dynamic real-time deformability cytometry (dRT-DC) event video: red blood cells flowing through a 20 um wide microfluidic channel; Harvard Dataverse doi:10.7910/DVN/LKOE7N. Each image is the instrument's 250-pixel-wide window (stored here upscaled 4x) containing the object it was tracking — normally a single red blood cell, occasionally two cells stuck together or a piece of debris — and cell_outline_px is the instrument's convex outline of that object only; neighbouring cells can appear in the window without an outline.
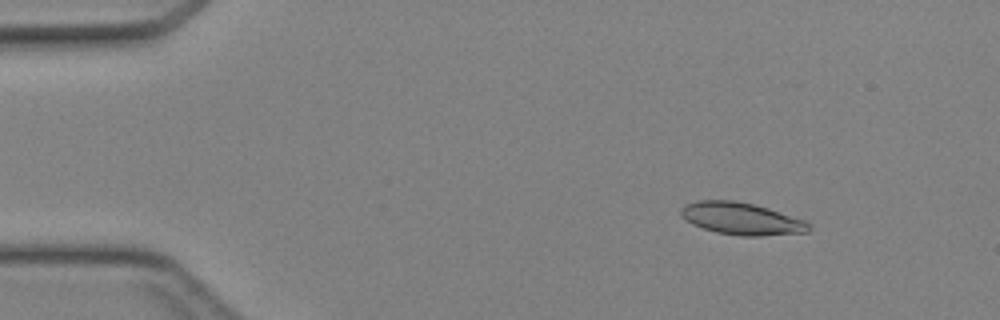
{"species": "Egyptian fruit bat (a non-hibernating species)", "species_latin": "Rousettus aegyptiacus", "temperature_condition": "cold", "stored_images_in_passage": 46, "camera_frame_rate_fps": 3000, "um_per_image_px": 0.085, "animal": {"sex": "female"}, "frame": {"image": 1, "passage_image": 6, "time_ms": 1.667, "image_size_px": [1000, 320], "cell_outline_px": [[812, 228], [808, 232], [760, 236], [740, 236], [716, 232], [692, 224], [680, 212], [680, 208], [696, 200], [736, 200], [768, 208], [808, 220], [812, 224]], "centroid_in_image_um": [63.11, 18.59], "position_along_channel_um": 21.9, "area_um2": 24.1}}
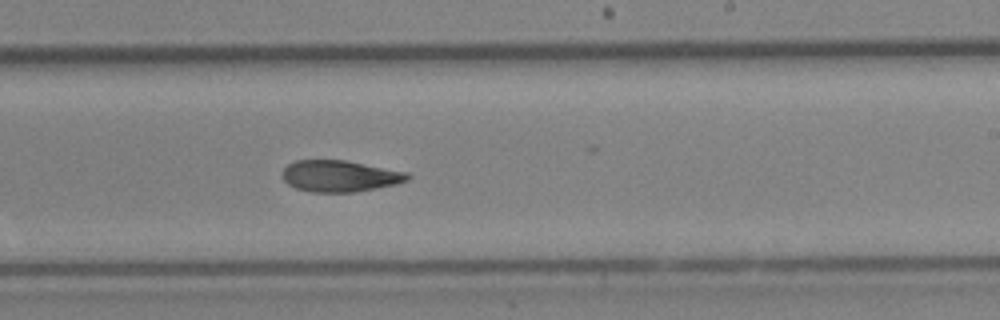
{"frame": {"image": 2, "passage_image": 28, "time_ms": 9.0, "image_size_px": [1000, 320], "cell_outline_px": [[412, 176], [408, 180], [396, 184], [356, 192], [312, 192], [296, 188], [288, 184], [284, 180], [284, 168], [288, 164], [296, 160], [344, 160], [408, 172]], "centroid_in_image_um": [28.91, 14.96], "position_along_channel_um": 260.1, "area_um2": 22.83}}
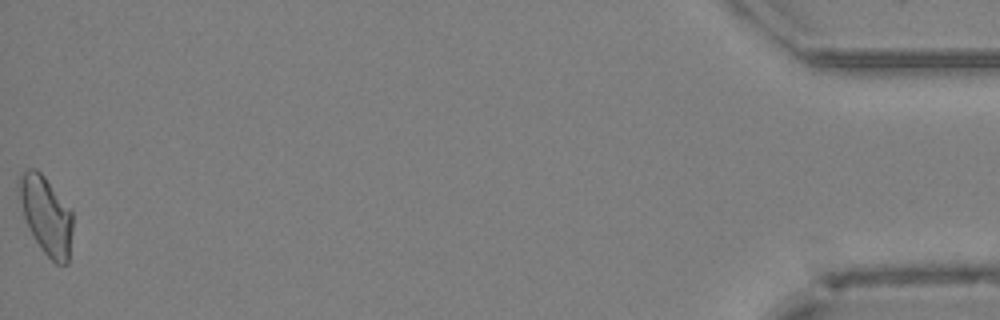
{"frame": {"image": 3, "passage_image": 46, "time_ms": 15.0, "image_size_px": [1000, 320], "cell_outline_px": [[72, 232], [68, 264], [56, 264], [44, 252], [32, 236], [24, 216], [16, 188], [16, 184], [20, 176], [28, 168], [36, 168], [44, 176], [72, 212]], "centroid_in_image_um": [3.9, 18.3], "position_along_channel_um": 431.3, "area_um2": 24.28}}